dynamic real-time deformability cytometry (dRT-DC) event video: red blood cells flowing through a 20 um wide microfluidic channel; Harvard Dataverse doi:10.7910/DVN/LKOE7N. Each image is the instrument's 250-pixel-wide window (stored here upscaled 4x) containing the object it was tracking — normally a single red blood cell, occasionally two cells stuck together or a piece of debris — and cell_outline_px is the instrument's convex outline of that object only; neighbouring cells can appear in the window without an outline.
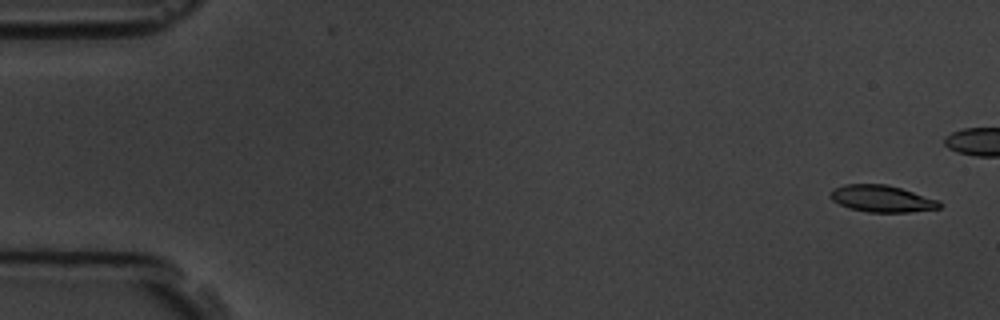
{"species": "common noctule bat (a hibernating species)", "species_latin": "Nyctalus noctula", "temperature_condition": "room temperature", "stored_images_in_passage": 5, "camera_frame_rate_fps": 3000, "um_per_image_px": 0.085, "animal": {"sex": "male", "body_mass_g": 19.5, "forearm_length_mm": 54.6}, "frame": {"image": 1, "passage_image": 1, "time_ms": 0.0, "image_size_px": [1000, 320], "cell_outline_px": [[944, 204], [940, 208], [908, 212], [868, 212], [848, 208], [832, 200], [828, 196], [836, 188], [844, 184], [888, 184], [940, 200]], "centroid_in_image_um": [75.0, 16.89], "position_along_channel_um": 10.0, "area_um2": 17.11}}
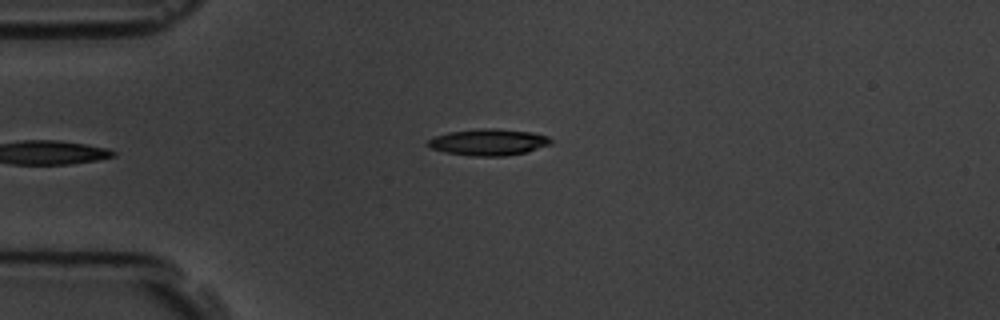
{"frame": {"image": 2, "passage_image": 5, "time_ms": 5.667, "image_size_px": [1000, 320], "cell_outline_px": [[552, 144], [528, 152], [504, 156], [472, 156], [444, 152], [432, 148], [424, 144], [428, 140], [436, 136], [448, 132], [484, 128], [496, 128], [532, 132], [548, 136], [552, 140]], "centroid_in_image_um": [41.54, 12.08], "position_along_channel_um": 43.5, "area_um2": 19.13}}